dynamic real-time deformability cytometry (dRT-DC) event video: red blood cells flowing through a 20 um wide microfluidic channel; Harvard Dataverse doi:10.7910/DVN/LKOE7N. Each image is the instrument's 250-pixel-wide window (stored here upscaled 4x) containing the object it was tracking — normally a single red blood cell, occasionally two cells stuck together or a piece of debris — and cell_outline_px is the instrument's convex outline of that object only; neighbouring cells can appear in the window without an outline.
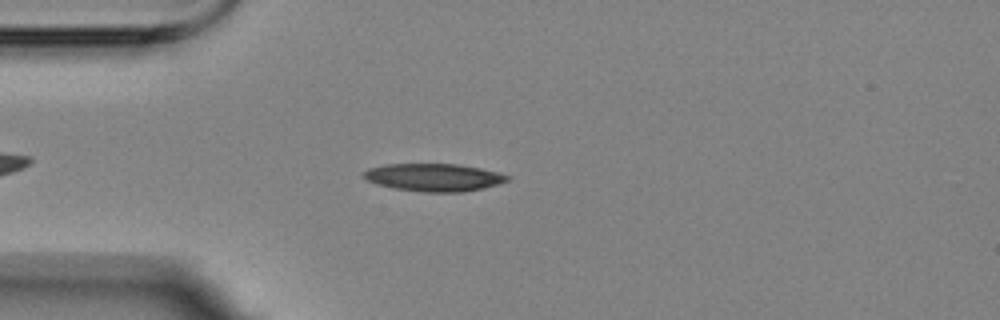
{"species": "Egyptian fruit bat (a non-hibernating species)", "species_latin": "Rousettus aegyptiacus", "temperature_condition": "room temperature", "stored_images_in_passage": 4, "camera_frame_rate_fps": 3000, "um_per_image_px": 0.085, "animal": {"sex": "female"}, "frame": {"image": 1, "passage_image": 3, "time_ms": 2.333, "image_size_px": [1000, 320], "cell_outline_px": [[512, 176], [508, 180], [500, 184], [484, 188], [460, 192], [424, 192], [392, 188], [368, 180], [360, 176], [360, 172], [368, 168], [384, 164], [456, 164], [480, 168], [500, 172]], "centroid_in_image_um": [36.88, 15.07], "position_along_channel_um": 48.1, "area_um2": 23.41}}